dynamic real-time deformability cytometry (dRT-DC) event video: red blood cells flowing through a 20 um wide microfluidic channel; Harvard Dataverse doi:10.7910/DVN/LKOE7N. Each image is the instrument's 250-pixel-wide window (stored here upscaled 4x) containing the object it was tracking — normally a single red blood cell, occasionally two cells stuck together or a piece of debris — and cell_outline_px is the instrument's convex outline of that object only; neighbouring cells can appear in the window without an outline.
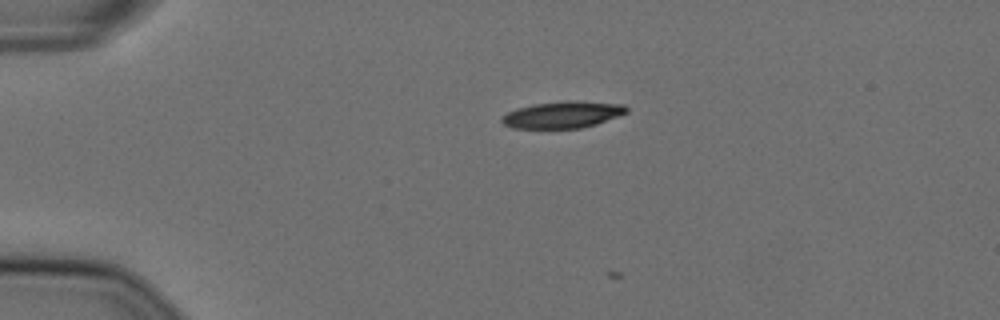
{"species": "Egyptian fruit bat (a non-hibernating species)", "species_latin": "Rousettus aegyptiacus", "temperature_condition": "cold", "stored_images_in_passage": 4, "camera_frame_rate_fps": 3000, "um_per_image_px": 0.085, "animal": {"sex": "female"}, "frame": {"image": 1, "passage_image": 3, "time_ms": 0.667, "image_size_px": [1000, 320], "cell_outline_px": [[628, 112], [596, 124], [580, 128], [512, 128], [504, 124], [500, 120], [500, 116], [516, 108], [532, 104], [564, 100], [576, 100], [624, 104], [628, 108]], "centroid_in_image_um": [47.8, 9.73], "position_along_channel_um": 37.2, "area_um2": 19.65}}